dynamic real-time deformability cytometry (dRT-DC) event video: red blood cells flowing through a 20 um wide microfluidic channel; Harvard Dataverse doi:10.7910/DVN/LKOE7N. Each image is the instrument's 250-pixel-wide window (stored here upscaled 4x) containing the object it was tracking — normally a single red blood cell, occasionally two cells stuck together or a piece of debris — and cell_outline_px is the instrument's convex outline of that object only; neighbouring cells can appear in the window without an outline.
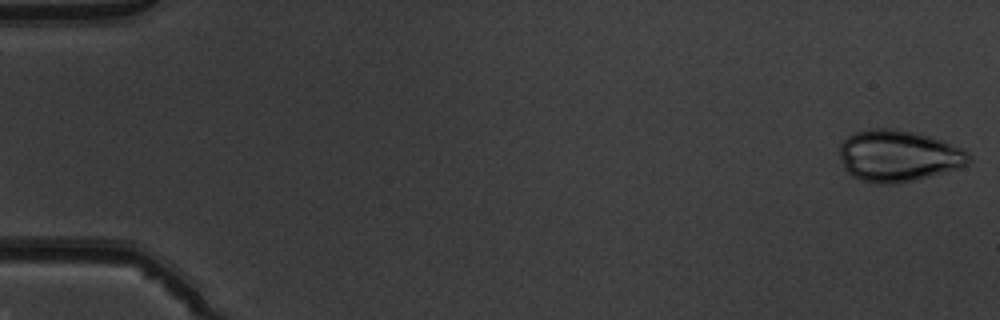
{"species": "common noctule bat (a hibernating species)", "species_latin": "Nyctalus noctula", "temperature_condition": "warm", "stored_images_in_passage": 51, "camera_frame_rate_fps": 3000, "um_per_image_px": 0.085, "animal": {"sex": "male", "body_mass_g": 19.5, "forearm_length_mm": 54.6}, "frame": {"image": 1, "passage_image": 1, "time_ms": 0.0, "image_size_px": [1000, 320], "cell_outline_px": [[972, 160], [968, 164], [944, 172], [916, 180], [892, 184], [876, 184], [852, 176], [844, 168], [840, 156], [840, 144], [848, 136], [856, 132], [872, 128], [896, 128], [944, 140], [964, 148], [968, 152]], "centroid_in_image_um": [76.38, 13.24], "position_along_channel_um": 8.6, "area_um2": 38.9}}
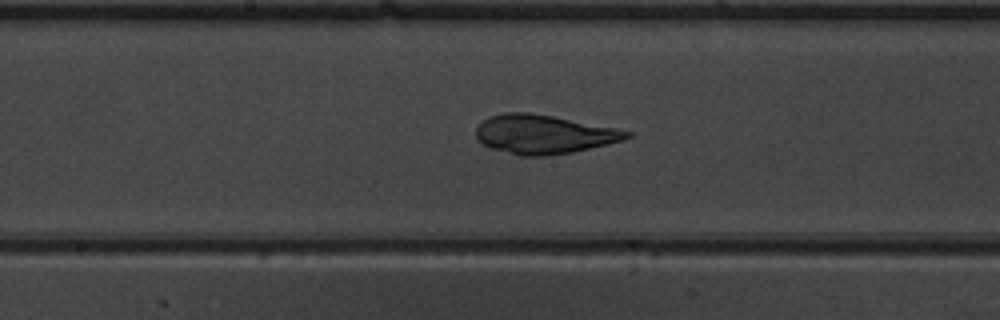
{"frame": {"image": 2, "passage_image": 27, "time_ms": 8.667, "image_size_px": [1000, 320], "cell_outline_px": [[632, 136], [620, 140], [572, 152], [548, 156], [520, 156], [492, 148], [484, 144], [476, 136], [476, 128], [488, 116], [504, 112], [528, 112], [552, 116], [616, 128], [632, 132]], "centroid_in_image_um": [46.18, 11.41], "position_along_channel_um": 202.0, "area_um2": 33.76}}
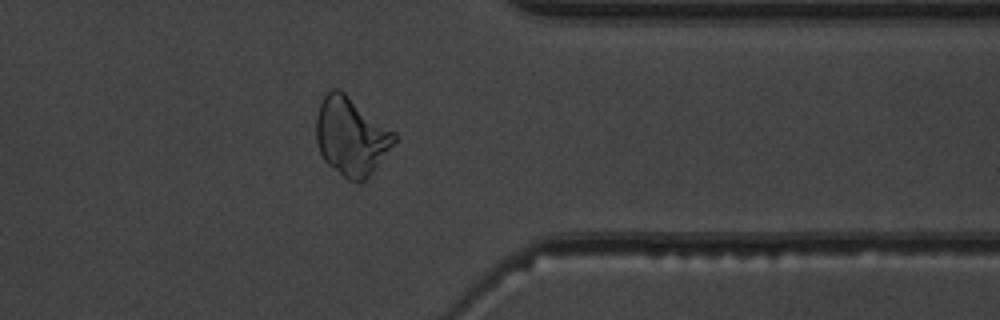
{"frame": {"image": 3, "passage_image": 41, "time_ms": 13.333, "image_size_px": [1000, 320], "cell_outline_px": [[396, 140], [372, 172], [364, 180], [348, 180], [328, 164], [324, 160], [320, 152], [316, 140], [316, 116], [320, 104], [324, 96], [332, 88], [340, 88], [396, 132]], "centroid_in_image_um": [29.84, 11.54], "position_along_channel_um": 381.6, "area_um2": 35.32}}